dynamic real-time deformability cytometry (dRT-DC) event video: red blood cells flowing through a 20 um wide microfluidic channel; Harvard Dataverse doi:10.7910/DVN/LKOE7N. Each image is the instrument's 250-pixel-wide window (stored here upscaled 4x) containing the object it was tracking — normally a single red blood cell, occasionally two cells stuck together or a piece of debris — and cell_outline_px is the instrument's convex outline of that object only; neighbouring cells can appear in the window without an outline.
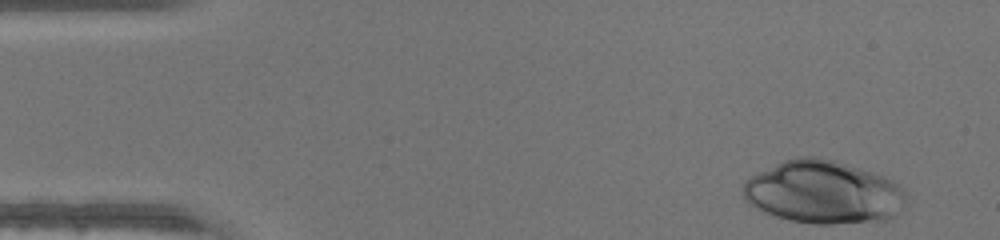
{"species": "human", "species_latin": "Homo sapiens", "temperature_condition": "warm", "stored_images_in_passage": 45, "segment_of_instrument_passage": [1, 2], "camera_frame_rate_fps": 3000, "um_per_image_px": 0.085, "donor": {"sex": "male"}, "frame": {"image": 1, "passage_image": 1, "time_ms": 0.0, "image_size_px": [1000, 240], "cell_outline_px": [[908, 200], [896, 216], [888, 220], [832, 224], [812, 224], [788, 220], [764, 212], [748, 204], [744, 200], [744, 180], [784, 160], [800, 156], [820, 156], [836, 160], [884, 176], [900, 184], [908, 196]], "centroid_in_image_um": [70.03, 16.35], "position_along_channel_um": 15.0, "area_um2": 60.4}}
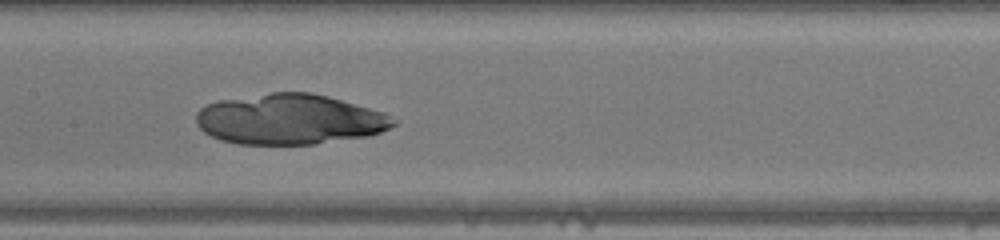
{"frame": {"image": 2, "passage_image": 20, "time_ms": 6.333, "image_size_px": [1000, 240], "cell_outline_px": [[400, 120], [396, 124], [380, 132], [368, 136], [312, 144], [236, 144], [220, 140], [204, 132], [196, 124], [196, 112], [200, 108], [216, 100], [272, 92], [312, 92], [328, 96], [384, 112]], "centroid_in_image_um": [24.61, 10.13], "position_along_channel_um": 182.8, "area_um2": 58.2}}
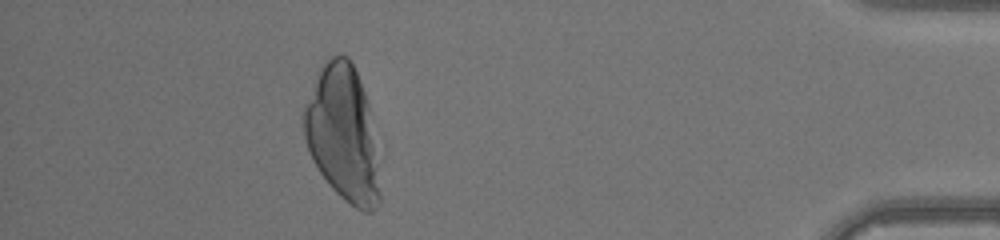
{"frame": {"image": 3, "passage_image": 39, "time_ms": 12.667, "image_size_px": [1000, 240], "cell_outline_px": [[384, 156], [380, 204], [372, 212], [360, 212], [344, 200], [328, 184], [312, 160], [304, 136], [300, 116], [304, 104], [320, 68], [324, 60], [332, 56], [348, 56], [360, 80], [368, 104]], "centroid_in_image_um": [29.23, 11.46], "position_along_channel_um": 406.0, "area_um2": 62.66}}